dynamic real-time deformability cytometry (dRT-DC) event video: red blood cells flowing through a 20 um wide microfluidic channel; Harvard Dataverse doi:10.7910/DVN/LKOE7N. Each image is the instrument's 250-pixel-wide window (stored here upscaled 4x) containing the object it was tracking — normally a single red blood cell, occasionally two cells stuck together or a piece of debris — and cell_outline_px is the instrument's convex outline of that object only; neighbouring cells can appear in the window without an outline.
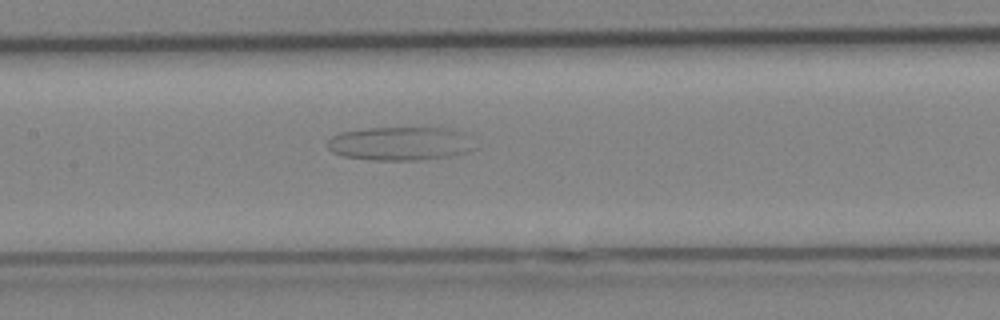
{"species": "Egyptian fruit bat (a non-hibernating species)", "species_latin": "Rousettus aegyptiacus", "temperature_condition": "cold", "stored_images_in_passage": 23, "camera_frame_rate_fps": 3000, "um_per_image_px": 0.085, "animal": {"sex": "female"}, "frame": {"image": 1, "passage_image": 6, "time_ms": 1.667, "image_size_px": [1000, 320], "cell_outline_px": [[480, 148], [468, 152], [448, 156], [412, 160], [372, 160], [344, 156], [332, 152], [328, 148], [328, 140], [332, 136], [340, 132], [368, 128], [452, 128], [460, 132]], "centroid_in_image_um": [34.03, 12.2], "position_along_channel_um": 173.4, "area_um2": 28.78}}
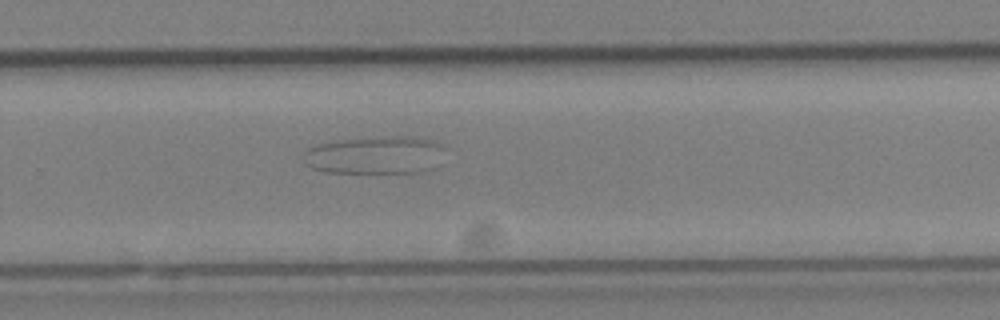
{"frame": {"image": 2, "passage_image": 12, "time_ms": 3.667, "image_size_px": [1000, 320], "cell_outline_px": [[444, 148], [432, 168], [420, 172], [324, 172], [312, 168], [304, 164], [304, 152], [308, 148], [316, 144], [344, 140], [384, 136], [412, 136], [436, 140], [444, 144]], "centroid_in_image_um": [31.87, 13.17], "position_along_channel_um": 297.9, "area_um2": 31.04}}
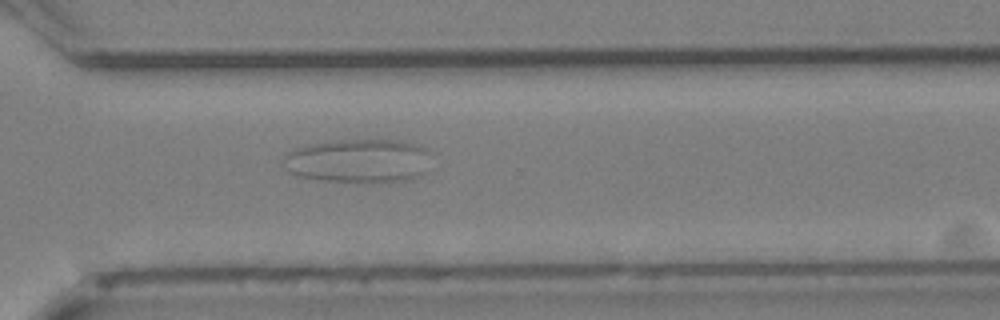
{"frame": {"image": 3, "passage_image": 14, "time_ms": 4.333, "image_size_px": [1000, 320], "cell_outline_px": [[432, 152], [428, 172], [420, 176], [404, 180], [324, 180], [296, 176], [288, 172], [284, 164], [284, 156], [288, 152], [296, 148], [308, 144], [336, 140], [396, 140], [412, 144], [424, 148]], "centroid_in_image_um": [30.49, 13.64], "position_along_channel_um": 340.1, "area_um2": 37.34}}